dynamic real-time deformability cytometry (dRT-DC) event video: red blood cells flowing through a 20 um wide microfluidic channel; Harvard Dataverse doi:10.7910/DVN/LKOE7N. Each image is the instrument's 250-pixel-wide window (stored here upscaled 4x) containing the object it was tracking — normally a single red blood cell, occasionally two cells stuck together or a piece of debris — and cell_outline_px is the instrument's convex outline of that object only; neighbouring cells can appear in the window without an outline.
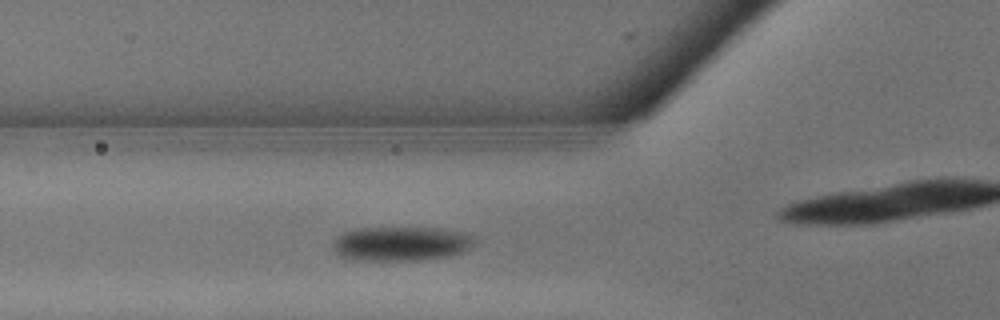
{"species": "common noctule bat (a hibernating species)", "species_latin": "Nyctalus noctula", "temperature_condition": "warm", "stored_images_in_passage": 23, "camera_frame_rate_fps": 3000, "um_per_image_px": 0.085, "animal": {"sex": "male", "body_mass_g": 13.3}, "frame": {"image": 1, "passage_image": 10, "time_ms": 3.0, "image_size_px": [1000, 320], "cell_outline_px": [[476, 240], [464, 252], [448, 256], [412, 260], [352, 260], [340, 256], [332, 248], [332, 244], [336, 236], [344, 232], [356, 228], [440, 228], [464, 232], [476, 236]], "centroid_in_image_um": [34.08, 20.7], "position_along_channel_um": 91.7, "area_um2": 28.5}}
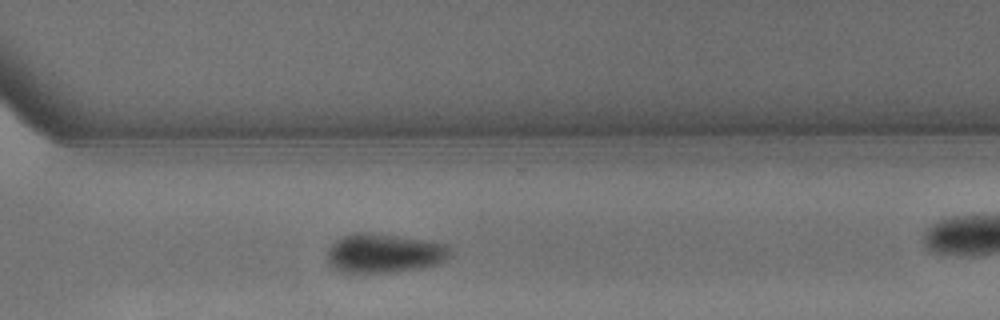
{"frame": {"image": 2, "passage_image": 20, "time_ms": 6.333, "image_size_px": [1000, 320], "cell_outline_px": [[448, 256], [444, 260], [436, 264], [420, 268], [388, 272], [348, 272], [336, 268], [328, 260], [328, 248], [336, 240], [352, 232], [372, 232], [424, 240], [448, 244]], "centroid_in_image_um": [32.64, 21.5], "position_along_channel_um": 338.0, "area_um2": 27.51}}